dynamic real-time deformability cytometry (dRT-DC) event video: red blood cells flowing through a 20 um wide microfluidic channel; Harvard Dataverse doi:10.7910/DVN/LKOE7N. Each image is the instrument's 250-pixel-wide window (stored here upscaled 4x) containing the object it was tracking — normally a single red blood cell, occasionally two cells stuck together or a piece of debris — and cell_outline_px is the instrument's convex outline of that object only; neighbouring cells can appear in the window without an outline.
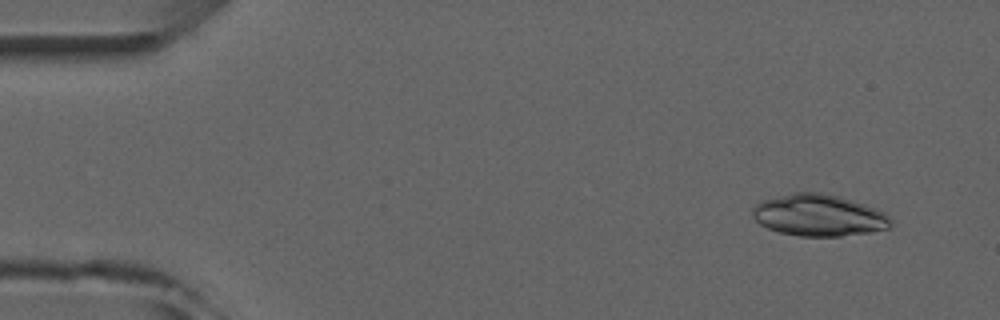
{"species": "common noctule bat (a hibernating species)", "species_latin": "Nyctalus noctula", "temperature_condition": "room temperature", "stored_images_in_passage": 4, "camera_frame_rate_fps": 3000, "um_per_image_px": 0.085, "animal": {"sex": "male", "forearm_length_mm": 52.5}, "frame": {"image": 1, "passage_image": 1, "time_ms": 0.0, "image_size_px": [1000, 320], "cell_outline_px": [[892, 224], [888, 228], [872, 232], [840, 236], [800, 236], [780, 232], [768, 228], [760, 224], [752, 216], [752, 208], [760, 200], [792, 192], [820, 192], [840, 196], [876, 208], [884, 212], [892, 220]], "centroid_in_image_um": [69.59, 18.29], "position_along_channel_um": 15.4, "area_um2": 33.81}}